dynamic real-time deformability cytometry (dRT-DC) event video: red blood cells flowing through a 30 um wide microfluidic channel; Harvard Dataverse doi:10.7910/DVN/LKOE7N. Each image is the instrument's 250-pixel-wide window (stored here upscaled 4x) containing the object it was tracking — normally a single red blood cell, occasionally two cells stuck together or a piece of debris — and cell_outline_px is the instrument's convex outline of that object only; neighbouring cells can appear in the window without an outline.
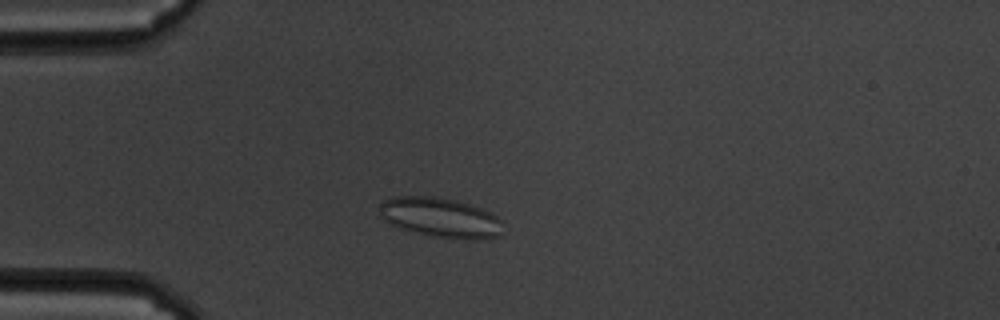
{"species": "common noctule bat (a hibernating species)", "species_latin": "Nyctalus noctula", "temperature_condition": "cold", "stored_images_in_passage": 47, "camera_frame_rate_fps": 3000, "um_per_image_px": 0.085, "animal": {"sex": "male", "body_mass_g": 19.5, "forearm_length_mm": 54.6}, "frame": {"image": 1, "passage_image": 3, "time_ms": 0.667, "image_size_px": [1000, 320], "cell_outline_px": [[504, 220], [500, 236], [476, 240], [472, 240], [432, 236], [400, 228], [384, 220], [380, 216], [380, 204], [384, 200], [392, 196], [440, 196], [456, 200], [492, 212]], "centroid_in_image_um": [37.48, 18.48], "position_along_channel_um": 47.5, "area_um2": 28.96}}
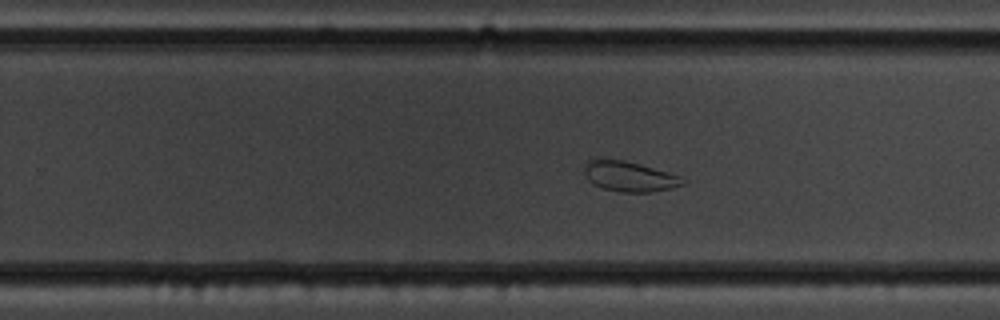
{"frame": {"image": 2, "passage_image": 25, "time_ms": 8.0, "image_size_px": [1000, 320], "cell_outline_px": [[688, 180], [684, 184], [672, 188], [652, 192], [620, 192], [604, 188], [592, 184], [588, 180], [584, 172], [584, 164], [592, 156], [624, 160], [640, 164], [668, 172], [680, 176]], "centroid_in_image_um": [53.46, 14.97], "position_along_channel_um": 276.3, "area_um2": 17.8}}
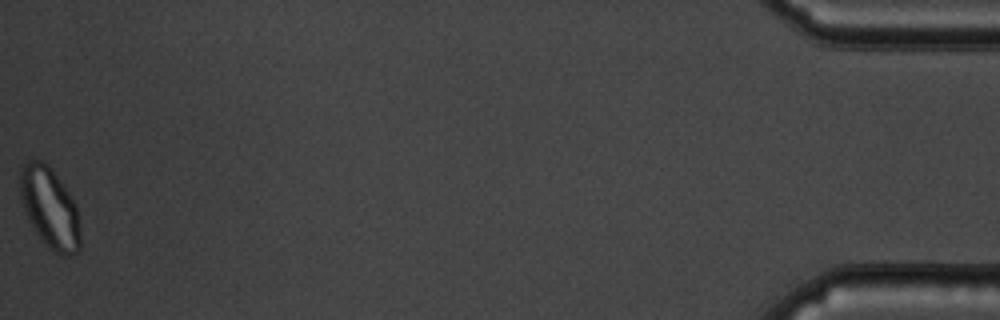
{"frame": {"image": 3, "passage_image": 47, "time_ms": 15.333, "image_size_px": [1000, 320], "cell_outline_px": [[80, 252], [72, 256], [64, 256], [48, 248], [40, 240], [32, 228], [24, 212], [20, 200], [20, 168], [24, 160], [40, 160], [48, 164], [60, 180], [76, 204], [80, 228]], "centroid_in_image_um": [4.21, 17.69], "position_along_channel_um": 431.0, "area_um2": 28.96}}